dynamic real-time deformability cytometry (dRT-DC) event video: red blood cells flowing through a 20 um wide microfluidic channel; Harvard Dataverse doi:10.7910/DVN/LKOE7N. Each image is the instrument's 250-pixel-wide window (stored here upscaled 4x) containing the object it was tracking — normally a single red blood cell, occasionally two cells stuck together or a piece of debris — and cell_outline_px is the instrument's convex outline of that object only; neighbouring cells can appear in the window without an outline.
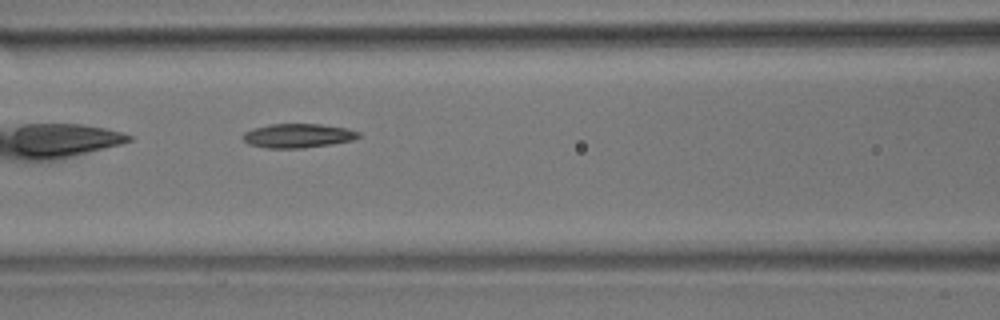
{"species": "common noctule bat (a hibernating species)", "species_latin": "Nyctalus noctula", "temperature_condition": "room temperature", "stored_images_in_passage": 9, "segment_of_instrument_passage": [1, 2], "camera_frame_rate_fps": 3000, "um_per_image_px": 0.085, "animal": {"sex": "male", "body_mass_g": 17.9}, "frame": {"image": 1, "passage_image": 7, "time_ms": 2.0, "image_size_px": [1000, 320], "cell_outline_px": [[360, 136], [352, 140], [332, 144], [304, 148], [268, 148], [248, 144], [240, 136], [244, 132], [252, 128], [272, 124], [320, 124], [348, 128], [360, 132]], "centroid_in_image_um": [25.31, 11.53], "position_along_channel_um": 141.3, "area_um2": 16.36}}